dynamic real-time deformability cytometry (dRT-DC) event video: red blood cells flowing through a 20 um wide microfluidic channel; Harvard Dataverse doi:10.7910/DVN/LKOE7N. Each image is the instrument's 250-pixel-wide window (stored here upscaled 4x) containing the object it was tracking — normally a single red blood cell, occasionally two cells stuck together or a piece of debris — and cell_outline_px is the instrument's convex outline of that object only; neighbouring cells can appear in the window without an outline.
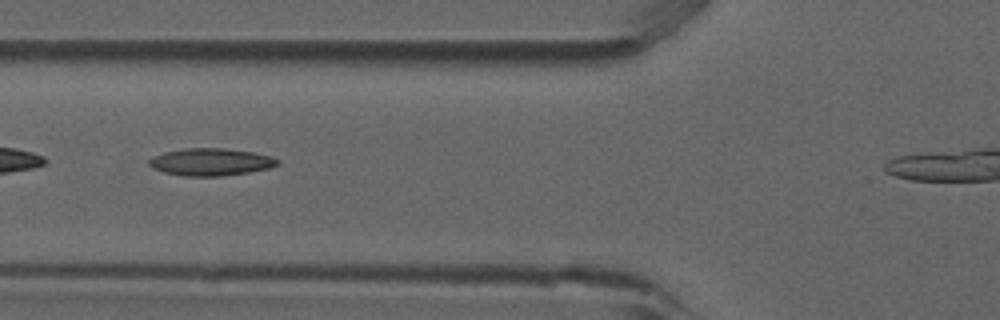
{"species": "common noctule bat (a hibernating species)", "species_latin": "Nyctalus noctula", "temperature_condition": "room temperature", "stored_images_in_passage": 31, "camera_frame_rate_fps": 3000, "um_per_image_px": 0.085, "animal": {"sex": "male", "forearm_length_mm": 52.5}, "frame": {"image": 1, "passage_image": 5, "time_ms": 1.333, "image_size_px": [1000, 320], "cell_outline_px": [[280, 164], [272, 168], [248, 172], [220, 176], [184, 176], [164, 172], [152, 168], [148, 164], [148, 160], [152, 156], [164, 152], [184, 148], [224, 148], [252, 152], [272, 156], [280, 160]], "centroid_in_image_um": [17.93, 13.76], "position_along_channel_um": 107.9, "area_um2": 20.63}, "authors_computed_cell_mechanics": {"area_um2": 19.5364, "velocity_mm_per_s": 3.9183, "shape_relaxation_time_tau1_ms": null, "shape_relaxation_time_tau2_ms": 4.8133, "deformation_change_tau1": null, "deformation_change_tau2": 0.1539}}